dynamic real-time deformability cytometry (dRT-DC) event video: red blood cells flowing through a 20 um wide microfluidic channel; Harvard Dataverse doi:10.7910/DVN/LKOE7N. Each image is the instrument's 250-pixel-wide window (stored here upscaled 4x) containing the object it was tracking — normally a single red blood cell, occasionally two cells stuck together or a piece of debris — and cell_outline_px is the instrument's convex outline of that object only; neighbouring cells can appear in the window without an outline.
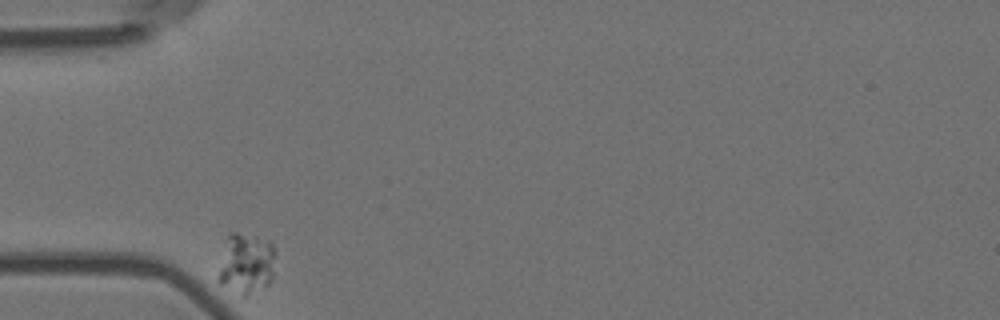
{"species": "Egyptian fruit bat (a non-hibernating species)", "species_latin": "Rousettus aegyptiacus", "temperature_condition": "room temperature", "stored_images_in_passage": 34, "camera_frame_rate_fps": 3000, "um_per_image_px": 0.085, "animal": {"sex": "female"}, "frame": {"image": 1, "passage_image": 1, "time_ms": 0.0, "image_size_px": [1000, 320], "cell_outline_px": [[276, 252], [272, 276], [268, 284], [244, 296], [220, 284], [216, 280], [216, 276], [228, 236], [232, 232], [236, 232], [256, 236], [268, 240], [272, 244]], "centroid_in_image_um": [20.92, 22.38], "position_along_channel_um": 64.1, "area_um2": 20.17}}
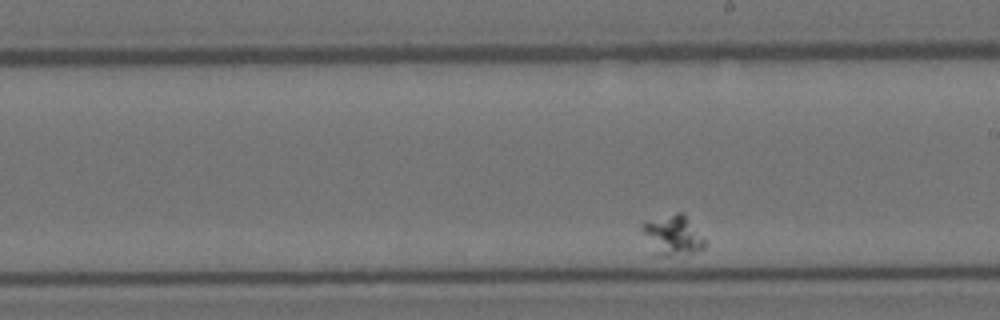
{"frame": {"image": 2, "passage_image": 20, "time_ms": 6.333, "image_size_px": [1000, 320], "cell_outline_px": [[704, 248], [692, 252], [668, 256], [652, 256], [640, 228], [640, 224], [676, 212], [680, 212], [684, 216], [704, 240]], "centroid_in_image_um": [57.06, 20.04], "position_along_channel_um": 231.9, "area_um2": 14.33}}
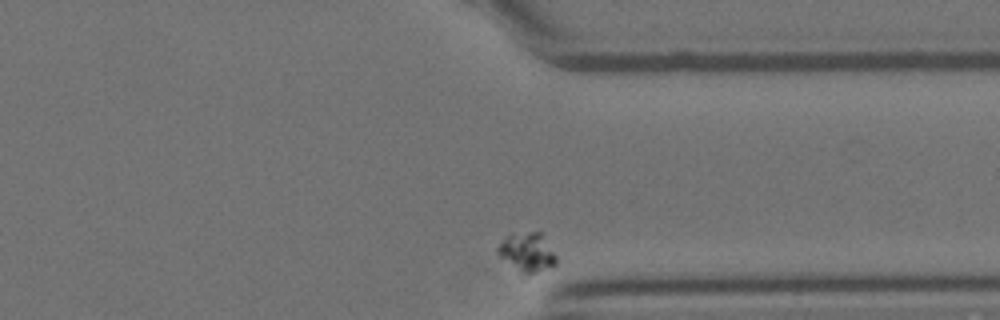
{"frame": {"image": 3, "passage_image": 34, "time_ms": 11.0, "image_size_px": [1000, 320], "cell_outline_px": [[556, 264], [552, 268], [524, 280], [496, 252], [496, 248], [504, 236], [512, 232], [540, 232], [556, 256]], "centroid_in_image_um": [44.77, 21.54], "position_along_channel_um": 366.6, "area_um2": 14.28}}